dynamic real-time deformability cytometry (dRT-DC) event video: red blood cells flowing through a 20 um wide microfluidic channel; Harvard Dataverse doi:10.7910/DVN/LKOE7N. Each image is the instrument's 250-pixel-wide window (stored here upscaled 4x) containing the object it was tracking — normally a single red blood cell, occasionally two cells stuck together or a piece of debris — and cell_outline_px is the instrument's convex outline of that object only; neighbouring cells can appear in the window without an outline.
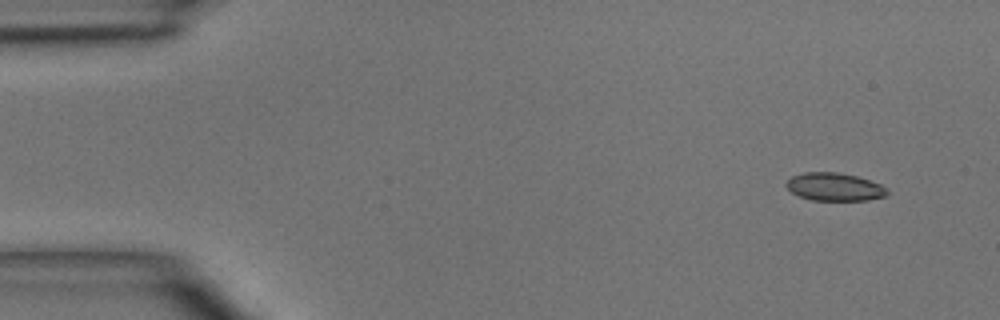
{"species": "common noctule bat (a hibernating species)", "species_latin": "Nyctalus noctula", "temperature_condition": "room temperature", "stored_images_in_passage": 5, "camera_frame_rate_fps": 3000, "um_per_image_px": 0.085, "animal": {"sex": "male", "body_mass_g": 15.6}, "frame": {"image": 1, "passage_image": 1, "time_ms": 0.0, "image_size_px": [1000, 320], "cell_outline_px": [[888, 196], [868, 200], [812, 200], [800, 196], [792, 192], [784, 184], [792, 176], [804, 172], [840, 172], [856, 176], [880, 184], [888, 188]], "centroid_in_image_um": [70.96, 15.88], "position_along_channel_um": 14.0, "area_um2": 16.47}}
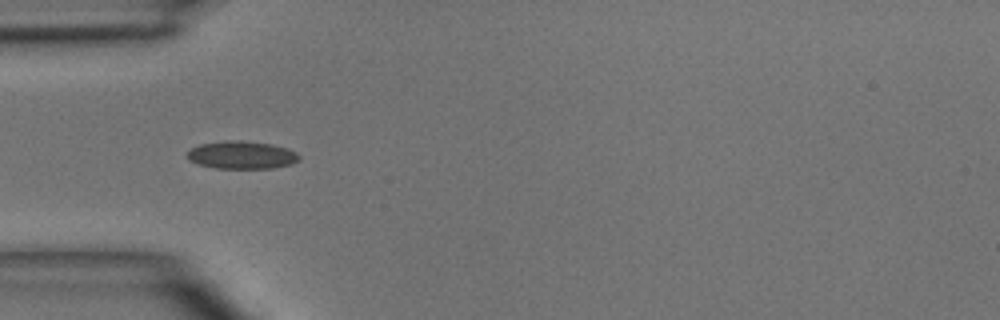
{"frame": {"image": 2, "passage_image": 4, "time_ms": 3.667, "image_size_px": [1000, 320], "cell_outline_px": [[300, 160], [292, 164], [272, 168], [216, 168], [196, 164], [188, 160], [188, 152], [192, 148], [200, 144], [224, 140], [240, 140], [272, 144], [288, 148], [296, 152], [300, 156]], "centroid_in_image_um": [20.56, 13.17], "position_along_channel_um": 64.4, "area_um2": 18.26}}